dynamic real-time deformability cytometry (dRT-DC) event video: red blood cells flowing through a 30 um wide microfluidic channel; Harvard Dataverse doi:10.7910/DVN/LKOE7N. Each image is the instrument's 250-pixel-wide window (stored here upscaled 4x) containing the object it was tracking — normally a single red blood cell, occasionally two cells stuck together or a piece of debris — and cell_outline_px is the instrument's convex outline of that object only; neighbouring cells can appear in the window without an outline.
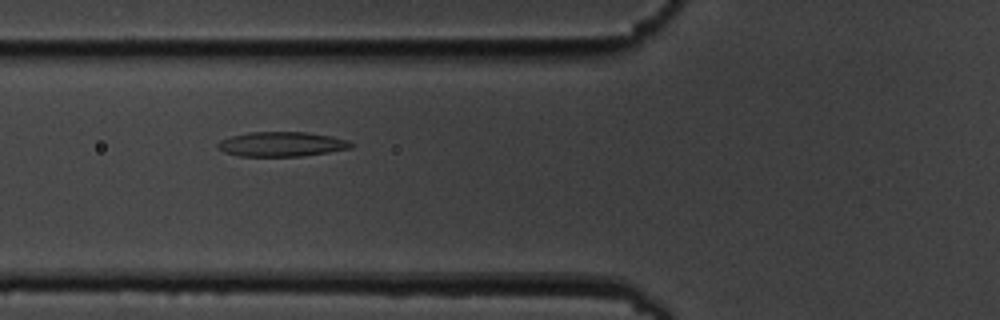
{"species": "common noctule bat (a hibernating species)", "species_latin": "Nyctalus noctula", "temperature_condition": "cold", "stored_images_in_passage": 10, "camera_frame_rate_fps": 3000, "um_per_image_px": 0.085, "animal": {"sex": "male", "body_mass_g": 19.5, "forearm_length_mm": 54.6}, "frame": {"image": 1, "passage_image": 7, "time_ms": 8.0, "image_size_px": [1000, 320], "cell_outline_px": [[356, 144], [352, 148], [304, 156], [240, 156], [224, 152], [216, 144], [220, 140], [232, 136], [248, 132], [308, 132], [332, 136], [348, 140]], "centroid_in_image_um": [23.99, 12.25], "position_along_channel_um": 101.8, "area_um2": 19.25}}
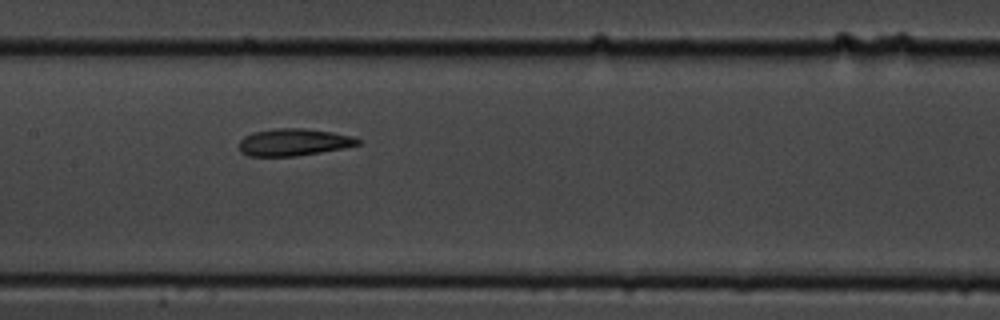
{"frame": {"image": 2, "passage_image": 9, "time_ms": 10.333, "image_size_px": [1000, 320], "cell_outline_px": [[360, 144], [344, 148], [296, 156], [248, 156], [240, 152], [240, 140], [244, 136], [252, 132], [272, 128], [304, 128], [332, 132], [352, 136], [360, 140]], "centroid_in_image_um": [24.94, 12.08], "position_along_channel_um": 182.5, "area_um2": 18.84}}
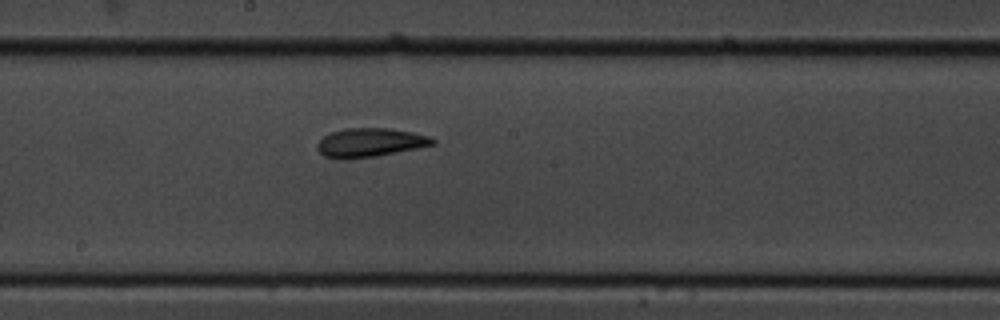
{"frame": {"image": 3, "passage_image": 10, "time_ms": 11.333, "image_size_px": [1000, 320], "cell_outline_px": [[436, 144], [376, 156], [344, 160], [324, 156], [316, 148], [316, 144], [324, 136], [332, 132], [344, 128], [388, 128], [412, 132], [432, 136], [436, 140]], "centroid_in_image_um": [31.45, 12.12], "position_along_channel_um": 216.7, "area_um2": 19.48}}